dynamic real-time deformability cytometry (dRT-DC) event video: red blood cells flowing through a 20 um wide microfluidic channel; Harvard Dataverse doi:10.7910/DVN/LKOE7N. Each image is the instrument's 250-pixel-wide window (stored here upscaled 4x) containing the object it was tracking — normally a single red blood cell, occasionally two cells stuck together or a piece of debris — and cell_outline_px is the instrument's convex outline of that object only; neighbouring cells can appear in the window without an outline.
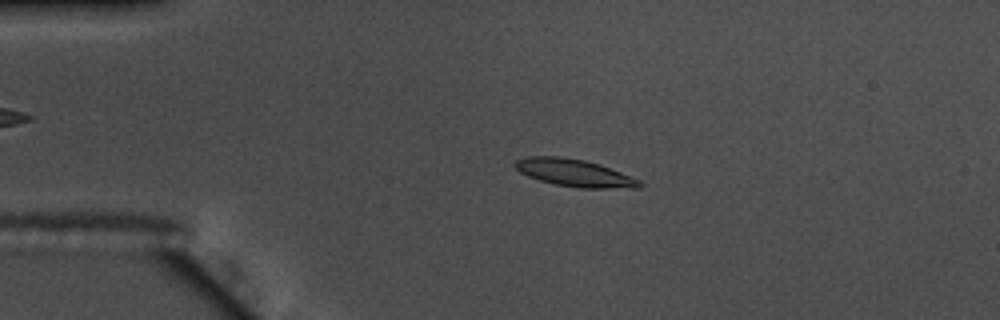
{"species": "common noctule bat (a hibernating species)", "species_latin": "Nyctalus noctula", "temperature_condition": "warm", "stored_images_in_passage": 55, "camera_frame_rate_fps": 3000, "um_per_image_px": 0.085, "animal": {"sex": "male", "body_mass_g": 17.5, "forearm_length_mm": 52.3}, "frame": {"image": 1, "passage_image": 12, "time_ms": 3.667, "image_size_px": [1000, 320], "cell_outline_px": [[644, 184], [640, 188], [580, 188], [556, 184], [540, 180], [528, 176], [520, 172], [512, 164], [516, 160], [528, 156], [560, 156], [584, 160], [600, 164], [640, 180]], "centroid_in_image_um": [48.83, 14.69], "position_along_channel_um": 36.2, "area_um2": 19.83}}
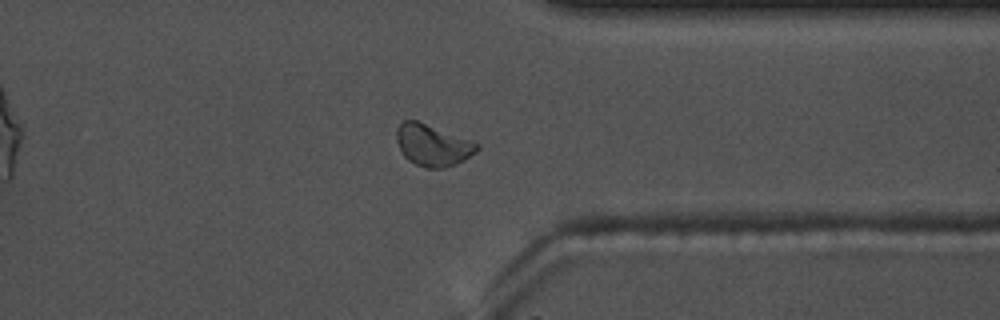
{"frame": {"image": 2, "passage_image": 43, "time_ms": 14.0, "image_size_px": [1000, 320], "cell_outline_px": [[480, 148], [476, 152], [464, 160], [456, 164], [444, 168], [428, 168], [416, 164], [408, 160], [404, 156], [396, 140], [396, 128], [404, 120], [416, 120], [472, 140], [480, 144]], "centroid_in_image_um": [36.79, 12.34], "position_along_channel_um": 374.6, "area_um2": 19.54}}
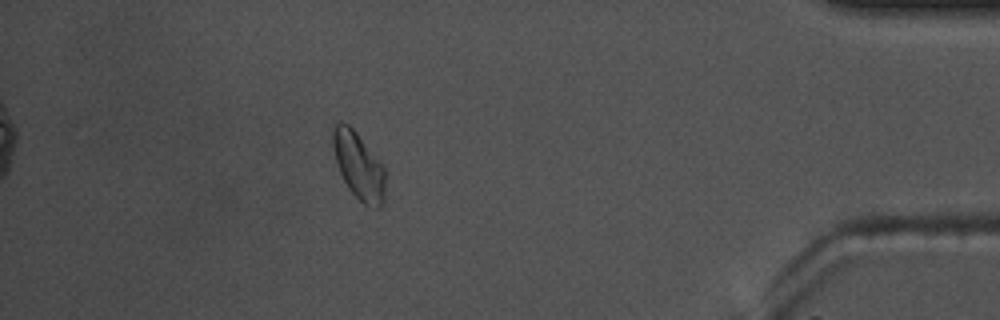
{"frame": {"image": 3, "passage_image": 49, "time_ms": 16.0, "image_size_px": [1000, 320], "cell_outline_px": [[384, 200], [380, 208], [376, 208], [364, 204], [348, 188], [340, 172], [336, 160], [332, 144], [332, 128], [340, 120], [348, 124], [356, 132], [384, 168]], "centroid_in_image_um": [30.46, 14.08], "position_along_channel_um": 404.7, "area_um2": 20.06}, "authors_computed_cell_mechanics": {"area_um2": 18.9584, "velocity_mm_per_s": 3.6869, "shape_relaxation_time_tau1_ms": 4.6844, "shape_relaxation_time_tau2_ms": null, "deformation_change_tau1": 0.1102, "deformation_change_tau2": null}}